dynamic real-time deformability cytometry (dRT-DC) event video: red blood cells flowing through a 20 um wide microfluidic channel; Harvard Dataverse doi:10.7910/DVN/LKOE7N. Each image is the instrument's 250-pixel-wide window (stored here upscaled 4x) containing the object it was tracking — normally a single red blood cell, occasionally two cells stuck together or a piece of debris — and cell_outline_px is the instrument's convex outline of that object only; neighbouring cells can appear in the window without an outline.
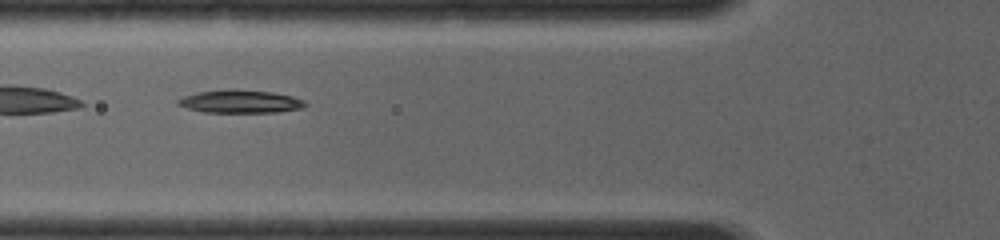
{"species": "common noctule bat (a hibernating species)", "species_latin": "Nyctalus noctula", "temperature_condition": "room temperature", "stored_images_in_passage": 3, "camera_frame_rate_fps": 4000, "um_per_image_px": 0.085, "animal": {"sex": "female", "body_mass_g": 19.0, "forearm_length_mm": 56.7}, "frame": {"image": 1, "passage_image": 2, "time_ms": 1.0, "image_size_px": [1000, 240], "cell_outline_px": [[308, 104], [304, 108], [276, 112], [204, 112], [188, 108], [176, 104], [176, 100], [184, 96], [196, 92], [232, 88], [272, 92], [292, 96], [304, 100]], "centroid_in_image_um": [20.43, 8.61], "position_along_channel_um": 105.4, "area_um2": 17.22}}